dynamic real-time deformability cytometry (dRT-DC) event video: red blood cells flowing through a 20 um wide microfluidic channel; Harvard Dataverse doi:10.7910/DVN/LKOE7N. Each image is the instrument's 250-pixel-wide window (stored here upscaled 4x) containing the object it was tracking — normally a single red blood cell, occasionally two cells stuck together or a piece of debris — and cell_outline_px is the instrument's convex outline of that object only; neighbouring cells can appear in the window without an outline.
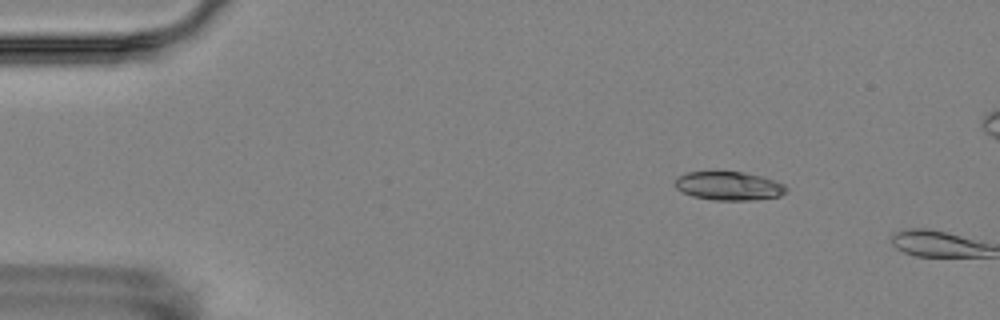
{"species": "Egyptian fruit bat (a non-hibernating species)", "species_latin": "Rousettus aegyptiacus", "temperature_condition": "room temperature", "stored_images_in_passage": 2, "camera_frame_rate_fps": 3000, "um_per_image_px": 0.085, "animal": {"sex": "female"}, "frame": {"image": 1, "passage_image": 1, "time_ms": 0.0, "image_size_px": [1000, 320], "cell_outline_px": [[788, 188], [780, 196], [752, 200], [712, 200], [692, 196], [676, 188], [676, 176], [688, 172], [744, 172], [760, 176], [784, 184]], "centroid_in_image_um": [61.94, 15.81], "position_along_channel_um": 23.1, "area_um2": 18.38}}